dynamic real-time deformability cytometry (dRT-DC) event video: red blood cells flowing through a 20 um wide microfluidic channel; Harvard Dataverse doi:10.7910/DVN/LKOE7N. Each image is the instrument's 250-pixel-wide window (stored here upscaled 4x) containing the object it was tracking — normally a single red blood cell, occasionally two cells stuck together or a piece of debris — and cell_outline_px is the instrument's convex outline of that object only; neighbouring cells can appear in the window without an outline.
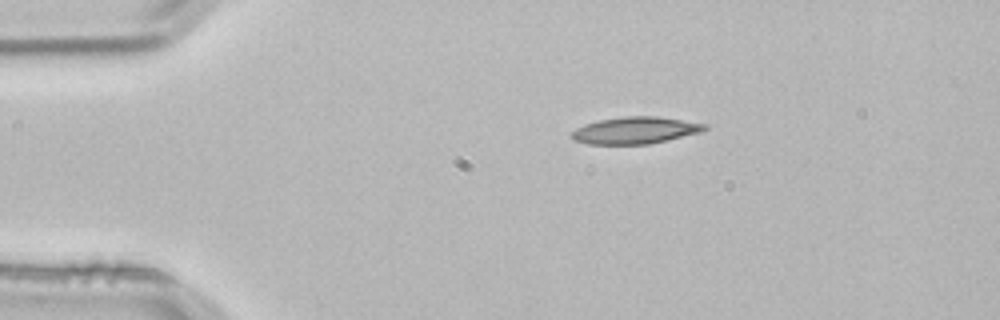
{"species": "common noctule bat (a hibernating species)", "species_latin": "Nyctalus noctula", "temperature_condition": "room temperature", "stored_images_in_passage": 2, "camera_frame_rate_fps": 3000, "um_per_image_px": 0.085, "animal": {"sex": "male", "body_mass_g": 21.5, "forearm_length_mm": 52.0}, "frame": {"image": 1, "passage_image": 1, "time_ms": 0.0, "image_size_px": [1000, 320], "cell_outline_px": [[708, 128], [700, 132], [668, 140], [648, 144], [588, 144], [572, 140], [568, 136], [576, 128], [584, 124], [600, 120], [624, 116], [656, 116], [708, 124]], "centroid_in_image_um": [53.96, 11.08], "position_along_channel_um": 31.0, "area_um2": 20.92}}